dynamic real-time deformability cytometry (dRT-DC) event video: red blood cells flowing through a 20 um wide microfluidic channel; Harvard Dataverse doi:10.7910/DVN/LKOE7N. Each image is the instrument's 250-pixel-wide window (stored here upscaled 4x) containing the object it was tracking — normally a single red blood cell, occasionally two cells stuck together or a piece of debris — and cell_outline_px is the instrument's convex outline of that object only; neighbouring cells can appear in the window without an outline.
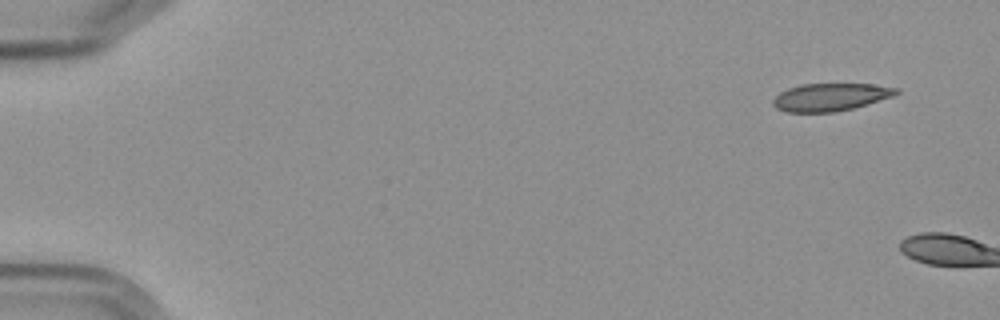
{"species": "Egyptian fruit bat (a non-hibernating species)", "species_latin": "Rousettus aegyptiacus", "temperature_condition": "cold", "stored_images_in_passage": 5, "segment_of_instrument_passage": [2, 2], "camera_frame_rate_fps": 3000, "um_per_image_px": 0.085, "frame": {"image": 1, "passage_image": 5, "time_ms": 5.667, "image_size_px": [1000, 320], "cell_outline_px": [[900, 92], [892, 96], [852, 108], [832, 112], [788, 112], [776, 108], [772, 104], [772, 100], [780, 92], [788, 88], [800, 84], [872, 84], [900, 88]], "centroid_in_image_um": [70.57, 8.24], "position_along_channel_um": 14.4, "area_um2": 19.71}}